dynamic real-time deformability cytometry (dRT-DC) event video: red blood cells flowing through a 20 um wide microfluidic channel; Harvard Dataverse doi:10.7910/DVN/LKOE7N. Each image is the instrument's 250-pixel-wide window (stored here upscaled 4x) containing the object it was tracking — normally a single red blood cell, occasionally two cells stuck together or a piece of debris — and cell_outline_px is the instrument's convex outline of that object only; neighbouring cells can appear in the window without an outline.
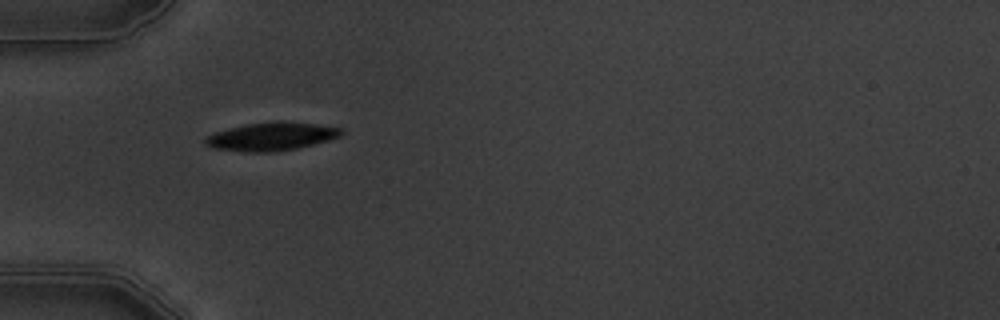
{"species": "common noctule bat (a hibernating species)", "species_latin": "Nyctalus noctula", "temperature_condition": "warm", "stored_images_in_passage": 6, "camera_frame_rate_fps": 3000, "um_per_image_px": 0.085, "animal": {"sex": "male", "body_mass_g": 19.5, "forearm_length_mm": 54.6}, "frame": {"image": 1, "passage_image": 1, "time_ms": 0.0, "image_size_px": [1000, 320], "cell_outline_px": [[344, 132], [340, 136], [328, 140], [296, 148], [276, 152], [244, 152], [212, 148], [204, 140], [204, 136], [228, 128], [244, 124], [276, 120], [284, 120], [316, 124], [340, 128]], "centroid_in_image_um": [23.04, 11.59], "position_along_channel_um": 62.0, "area_um2": 22.54}}